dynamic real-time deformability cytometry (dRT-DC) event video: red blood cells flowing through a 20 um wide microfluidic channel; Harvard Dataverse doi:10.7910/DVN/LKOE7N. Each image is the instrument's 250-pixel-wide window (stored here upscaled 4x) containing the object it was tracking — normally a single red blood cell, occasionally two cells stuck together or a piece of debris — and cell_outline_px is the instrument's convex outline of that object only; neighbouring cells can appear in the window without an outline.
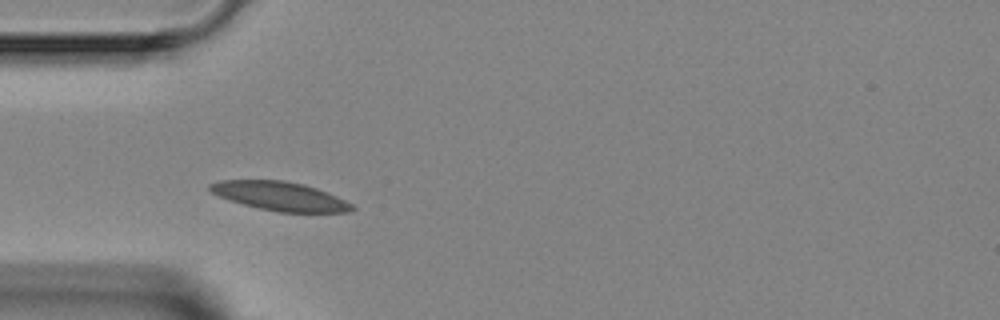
{"species": "Egyptian fruit bat (a non-hibernating species)", "species_latin": "Rousettus aegyptiacus", "temperature_condition": "room temperature", "stored_images_in_passage": 3, "camera_frame_rate_fps": 3000, "um_per_image_px": 0.085, "animal": {"sex": "female"}, "frame": {"image": 1, "passage_image": 2, "time_ms": 2.0, "image_size_px": [1000, 320], "cell_outline_px": [[356, 208], [352, 212], [280, 212], [260, 208], [244, 204], [208, 192], [208, 184], [220, 180], [284, 180], [304, 184], [328, 192], [352, 204]], "centroid_in_image_um": [23.8, 16.66], "position_along_channel_um": 61.2, "area_um2": 23.81}}
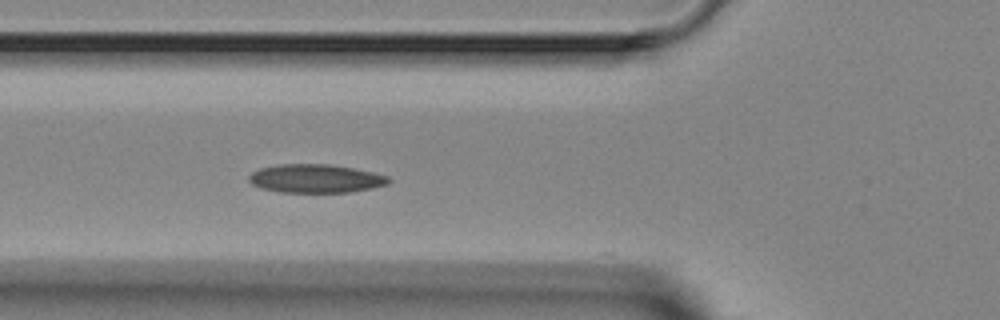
{"frame": {"image": 2, "passage_image": 3, "time_ms": 3.0, "image_size_px": [1000, 320], "cell_outline_px": [[392, 180], [388, 184], [372, 188], [348, 192], [280, 192], [260, 188], [252, 184], [248, 180], [248, 176], [252, 172], [260, 168], [280, 164], [328, 164], [352, 168], [372, 172], [388, 176]], "centroid_in_image_um": [26.81, 15.18], "position_along_channel_um": 99.0, "area_um2": 23.18}}